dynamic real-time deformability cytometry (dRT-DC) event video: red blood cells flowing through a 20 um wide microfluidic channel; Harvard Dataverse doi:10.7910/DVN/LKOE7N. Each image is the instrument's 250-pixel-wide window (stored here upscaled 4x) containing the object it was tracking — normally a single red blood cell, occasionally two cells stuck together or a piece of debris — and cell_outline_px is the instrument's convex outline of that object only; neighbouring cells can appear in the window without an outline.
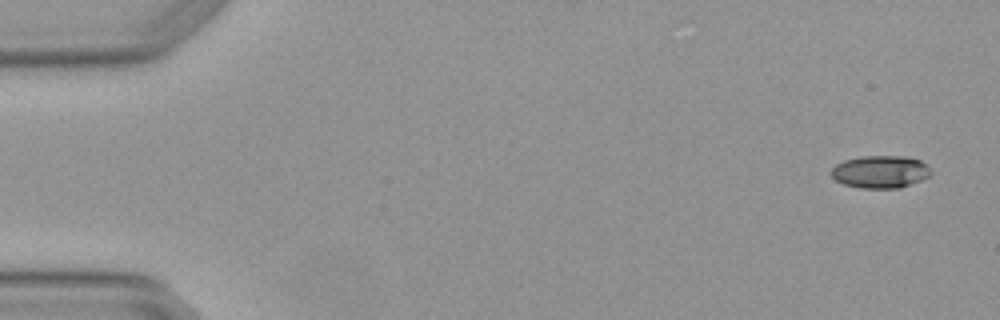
{"species": "Egyptian fruit bat (a non-hibernating species)", "species_latin": "Rousettus aegyptiacus", "temperature_condition": "warm", "stored_images_in_passage": 4, "camera_frame_rate_fps": 3000, "um_per_image_px": 0.085, "animal": {"sex": "female"}, "frame": {"image": 1, "passage_image": 1, "time_ms": 0.0, "image_size_px": [1000, 320], "cell_outline_px": [[932, 176], [900, 188], [860, 188], [844, 184], [836, 180], [832, 176], [832, 168], [836, 164], [844, 160], [860, 156], [904, 156], [920, 160], [928, 164], [932, 168]], "centroid_in_image_um": [74.89, 14.6], "position_along_channel_um": 10.1, "area_um2": 19.13}}
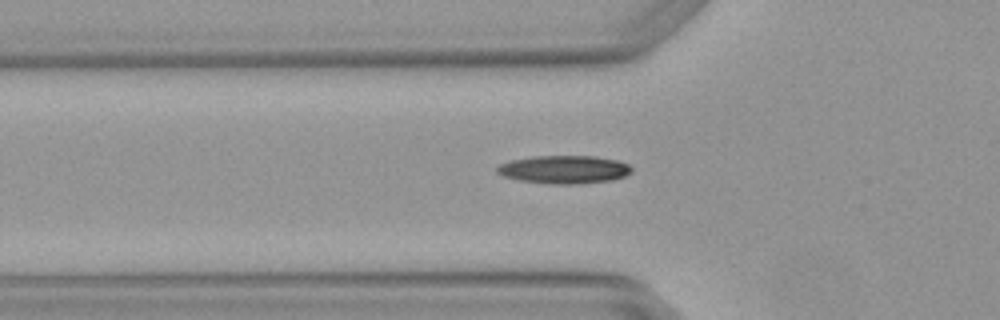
{"frame": {"image": 2, "passage_image": 4, "time_ms": 1.0, "image_size_px": [1000, 320], "cell_outline_px": [[632, 172], [624, 176], [612, 180], [580, 184], [548, 184], [520, 180], [504, 176], [496, 172], [496, 168], [500, 164], [508, 160], [532, 156], [596, 156], [616, 160], [628, 164], [632, 168]], "centroid_in_image_um": [47.94, 14.4], "position_along_channel_um": 77.9, "area_um2": 22.2}}